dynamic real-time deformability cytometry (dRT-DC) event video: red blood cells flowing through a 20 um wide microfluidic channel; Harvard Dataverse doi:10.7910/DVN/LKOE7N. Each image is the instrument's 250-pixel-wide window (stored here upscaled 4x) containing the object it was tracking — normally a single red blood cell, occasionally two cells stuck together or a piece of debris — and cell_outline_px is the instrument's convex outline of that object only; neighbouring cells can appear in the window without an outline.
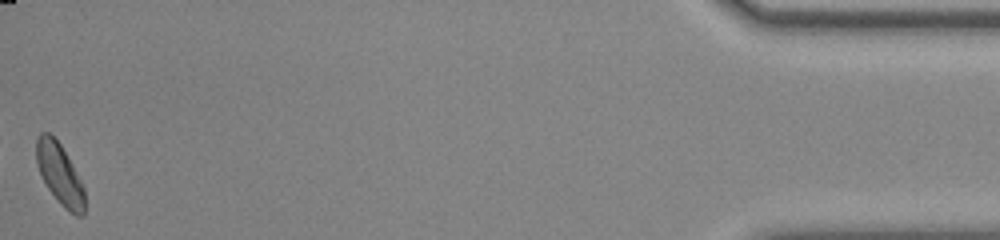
{"species": "common noctule bat (a hibernating species)", "species_latin": "Nyctalus noctula", "temperature_condition": "room temperature", "stored_images_in_passage": 44, "camera_frame_rate_fps": 3000, "um_per_image_px": 0.085, "animal": {"sex": "male", "body_mass_g": 20.0, "forearm_length_mm": 53.3}, "frame": {"image": 1, "passage_image": 44, "time_ms": 14.333, "image_size_px": [1000, 240], "cell_outline_px": [[84, 216], [76, 216], [64, 208], [60, 204], [48, 188], [40, 172], [36, 160], [36, 136], [40, 132], [48, 132], [60, 144], [72, 164], [84, 188]], "centroid_in_image_um": [5.07, 14.8], "position_along_channel_um": 430.1, "area_um2": 16.94}, "authors_computed_cell_mechanics": {"area_um2": 16.9932, "velocity_mm_per_s": 3.7969, "shape_relaxation_time_tau1_ms": 1.8846, "shape_relaxation_time_tau2_ms": null, "deformation_change_tau1": 0.0591, "deformation_change_tau2": null}}